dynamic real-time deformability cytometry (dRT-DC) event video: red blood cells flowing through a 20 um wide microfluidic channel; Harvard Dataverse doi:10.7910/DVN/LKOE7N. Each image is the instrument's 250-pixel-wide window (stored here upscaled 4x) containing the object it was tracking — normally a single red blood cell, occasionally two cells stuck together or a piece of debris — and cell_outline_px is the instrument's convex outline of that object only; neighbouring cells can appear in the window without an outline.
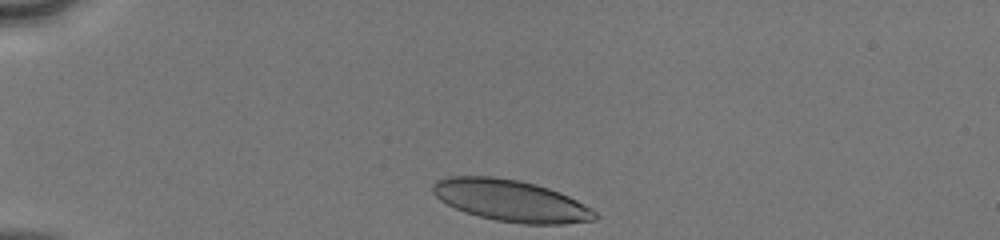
{"species": "human", "species_latin": "Homo sapiens", "temperature_condition": "cold", "stored_images_in_passage": 32, "camera_frame_rate_fps": 3000, "um_per_image_px": 0.085, "donor": {"sex": "male"}, "frame": {"image": 1, "passage_image": 1, "time_ms": 0.0, "image_size_px": [1000, 240], "cell_outline_px": [[600, 216], [596, 220], [564, 224], [520, 224], [496, 220], [464, 212], [440, 200], [432, 192], [432, 184], [436, 180], [448, 176], [492, 176], [520, 180], [536, 184], [548, 188], [568, 196], [592, 208]], "centroid_in_image_um": [43.43, 17.05], "position_along_channel_um": 41.6, "area_um2": 39.48}}
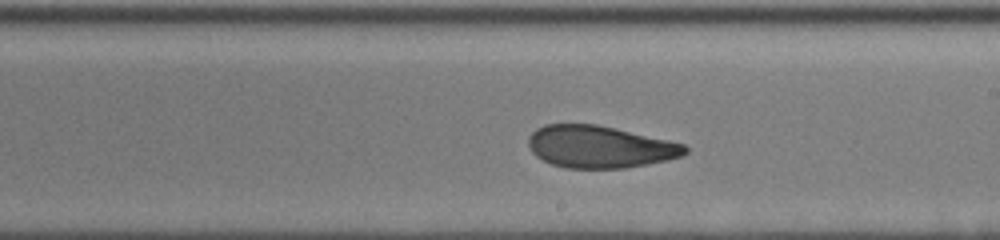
{"frame": {"image": 2, "passage_image": 19, "time_ms": 6.0, "image_size_px": [1000, 240], "cell_outline_px": [[688, 152], [680, 156], [668, 160], [648, 164], [624, 168], [564, 168], [552, 164], [536, 156], [532, 152], [528, 144], [528, 136], [536, 128], [544, 124], [596, 124], [668, 140], [684, 144], [688, 148]], "centroid_in_image_um": [50.95, 12.48], "position_along_channel_um": 238.0, "area_um2": 38.44}}
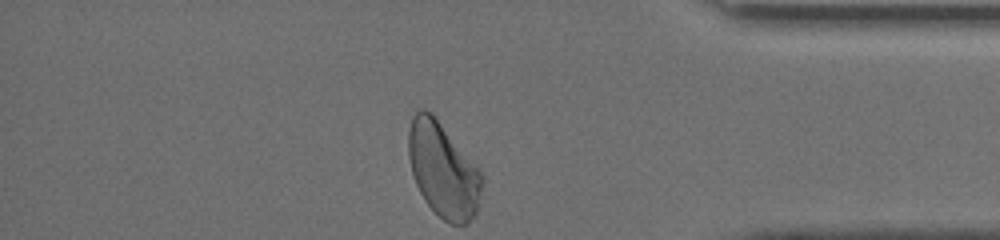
{"frame": {"image": 3, "passage_image": 32, "time_ms": 10.333, "image_size_px": [1000, 240], "cell_outline_px": [[484, 176], [476, 216], [468, 224], [448, 224], [424, 200], [416, 184], [412, 172], [408, 156], [408, 132], [412, 116], [420, 108], [424, 108], [432, 112], [480, 168]], "centroid_in_image_um": [37.68, 14.43], "position_along_channel_um": 397.5, "area_um2": 41.1}, "authors_computed_cell_mechanics": {"area_um2": 39.6508, "velocity_mm_per_s": 4.1095, "shape_relaxation_time_tau1_ms": 4.654, "shape_relaxation_time_tau2_ms": 1.2957, "deformation_change_tau1": 0.1315, "deformation_change_tau2": 0.0772}}